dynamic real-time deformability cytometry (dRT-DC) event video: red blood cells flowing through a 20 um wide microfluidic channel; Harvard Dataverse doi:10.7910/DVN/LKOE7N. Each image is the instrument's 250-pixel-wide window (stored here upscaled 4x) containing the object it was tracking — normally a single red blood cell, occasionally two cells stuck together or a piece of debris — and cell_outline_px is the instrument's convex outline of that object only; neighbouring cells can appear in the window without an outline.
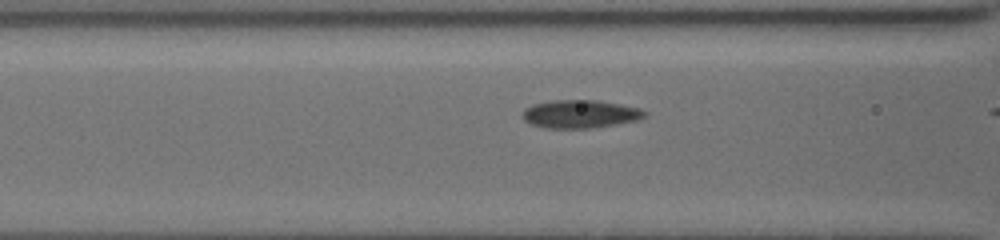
{"species": "common noctule bat (a hibernating species)", "species_latin": "Nyctalus noctula", "temperature_condition": "cold", "stored_images_in_passage": 9, "camera_frame_rate_fps": 3000, "um_per_image_px": 0.085, "animal": {"sex": "female", "body_mass_g": 19.5, "forearm_length_mm": 54.1}, "frame": {"image": 1, "passage_image": 7, "time_ms": 2.333, "image_size_px": [1000, 240], "cell_outline_px": [[648, 116], [640, 120], [588, 128], [548, 128], [532, 124], [524, 120], [524, 108], [532, 104], [552, 100], [596, 100], [620, 104], [640, 108], [648, 112]], "centroid_in_image_um": [49.36, 9.68], "position_along_channel_um": 117.2, "area_um2": 20.0}}